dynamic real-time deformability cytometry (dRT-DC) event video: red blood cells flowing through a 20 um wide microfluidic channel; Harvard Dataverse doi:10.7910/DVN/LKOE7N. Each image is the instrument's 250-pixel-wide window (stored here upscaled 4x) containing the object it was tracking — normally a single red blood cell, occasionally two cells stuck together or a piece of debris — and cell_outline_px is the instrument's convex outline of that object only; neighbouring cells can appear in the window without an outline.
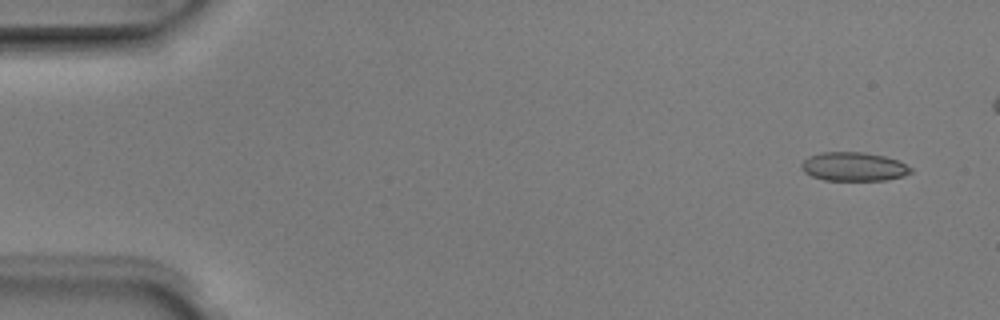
{"species": "Egyptian fruit bat (a non-hibernating species)", "species_latin": "Rousettus aegyptiacus", "temperature_condition": "room temperature", "stored_images_in_passage": 3, "camera_frame_rate_fps": 3000, "um_per_image_px": 0.085, "animal": {"sex": "male"}, "frame": {"image": 1, "passage_image": 1, "time_ms": 0.0, "image_size_px": [1000, 320], "cell_outline_px": [[912, 172], [904, 176], [888, 180], [824, 180], [812, 176], [804, 172], [800, 168], [800, 164], [808, 156], [820, 152], [864, 152], [884, 156], [896, 160], [912, 168]], "centroid_in_image_um": [72.54, 14.16], "position_along_channel_um": 12.5, "area_um2": 18.44}}